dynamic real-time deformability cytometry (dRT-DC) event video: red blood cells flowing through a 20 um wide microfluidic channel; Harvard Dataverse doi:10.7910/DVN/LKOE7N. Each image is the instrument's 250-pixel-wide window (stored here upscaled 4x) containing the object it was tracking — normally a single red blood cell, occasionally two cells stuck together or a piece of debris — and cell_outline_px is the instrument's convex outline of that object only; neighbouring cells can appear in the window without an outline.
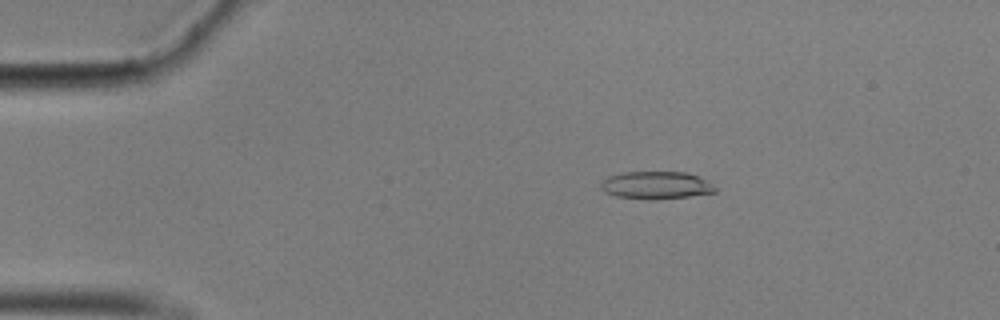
{"species": "common noctule bat (a hibernating species)", "species_latin": "Nyctalus noctula", "temperature_condition": "cold", "stored_images_in_passage": 48, "camera_frame_rate_fps": 3000, "um_per_image_px": 0.085, "animal": {"sex": "male", "body_mass_g": 17.9}, "frame": {"image": 1, "passage_image": 1, "time_ms": 0.0, "image_size_px": [1000, 320], "cell_outline_px": [[716, 192], [688, 196], [652, 200], [616, 196], [604, 192], [600, 188], [600, 184], [608, 176], [624, 172], [688, 172], [712, 184], [716, 188]], "centroid_in_image_um": [55.73, 15.74], "position_along_channel_um": 29.3, "area_um2": 18.26}}
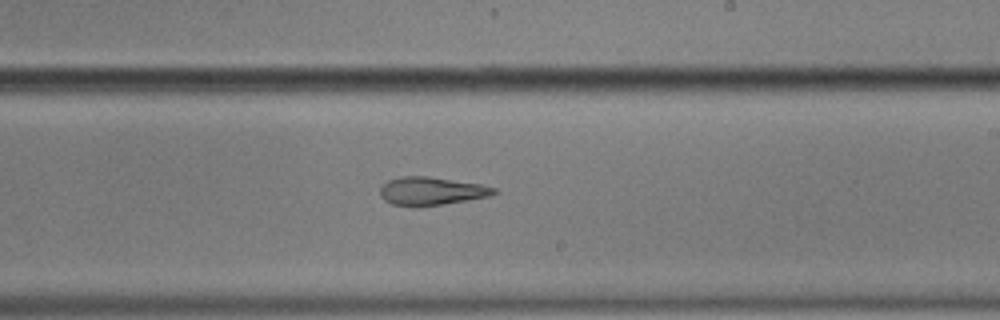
{"frame": {"image": 2, "passage_image": 25, "time_ms": 8.0, "image_size_px": [1000, 320], "cell_outline_px": [[496, 192], [488, 196], [440, 204], [412, 208], [392, 204], [384, 200], [380, 196], [380, 188], [388, 180], [400, 176], [428, 176], [480, 184], [496, 188]], "centroid_in_image_um": [36.58, 16.24], "position_along_channel_um": 252.4, "area_um2": 18.61}}
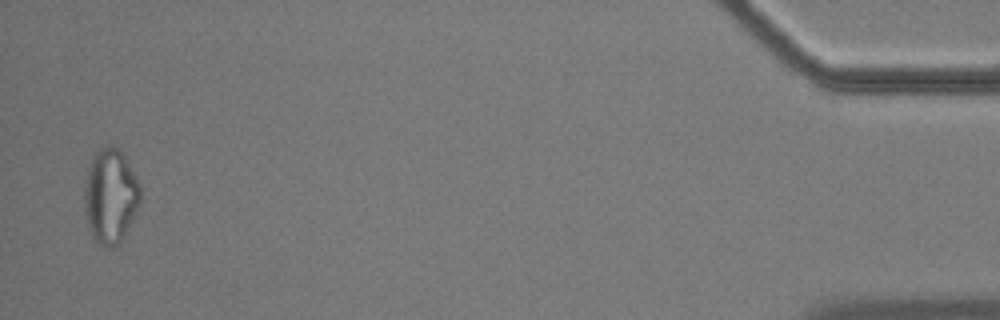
{"frame": {"image": 3, "passage_image": 47, "time_ms": 15.333, "image_size_px": [1000, 320], "cell_outline_px": [[140, 204], [120, 244], [112, 248], [104, 248], [92, 240], [88, 228], [84, 212], [84, 188], [88, 172], [92, 160], [96, 152], [104, 144], [112, 144], [120, 148], [136, 176], [140, 184]], "centroid_in_image_um": [9.38, 16.7], "position_along_channel_um": 425.8, "area_um2": 31.44}, "authors_computed_cell_mechanics": {"area_um2": 19.3919, "velocity_mm_per_s": 3.4994, "shape_relaxation_time_tau1_ms": null, "shape_relaxation_time_tau2_ms": 3.0276, "deformation_change_tau1": null, "deformation_change_tau2": 0.1278}}